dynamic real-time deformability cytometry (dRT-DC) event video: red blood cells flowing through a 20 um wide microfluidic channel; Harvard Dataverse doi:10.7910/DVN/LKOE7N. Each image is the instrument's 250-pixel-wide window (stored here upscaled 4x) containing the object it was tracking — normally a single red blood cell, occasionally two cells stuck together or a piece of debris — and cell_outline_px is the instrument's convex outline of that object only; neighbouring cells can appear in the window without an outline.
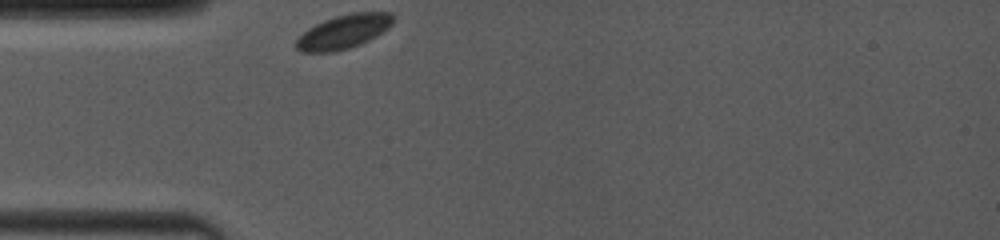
{"species": "common noctule bat (a hibernating species)", "species_latin": "Nyctalus noctula", "temperature_condition": "room temperature", "stored_images_in_passage": 11, "camera_frame_rate_fps": 4000, "um_per_image_px": 0.085, "animal": {"sex": "female", "body_mass_g": 19.0, "forearm_length_mm": 53.3}, "frame": {"image": 1, "passage_image": 1, "time_ms": 0.0, "image_size_px": [1000, 240], "cell_outline_px": [[392, 24], [388, 28], [376, 36], [360, 44], [348, 48], [332, 52], [300, 52], [296, 48], [296, 40], [308, 28], [324, 20], [336, 16], [352, 12], [392, 12]], "centroid_in_image_um": [29.2, 2.69], "position_along_channel_um": 55.8, "area_um2": 19.02}}
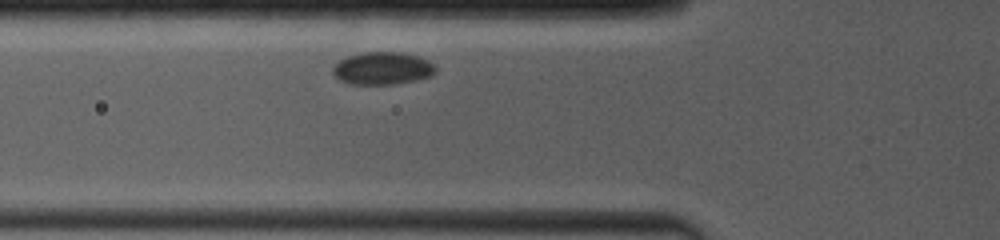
{"frame": {"image": 2, "passage_image": 8, "time_ms": 1.25, "image_size_px": [1000, 240], "cell_outline_px": [[436, 72], [432, 76], [416, 80], [392, 84], [352, 84], [340, 80], [332, 72], [332, 68], [340, 60], [348, 56], [364, 52], [400, 52], [416, 56], [428, 60], [436, 68]], "centroid_in_image_um": [32.52, 5.81], "position_along_channel_um": 93.3, "area_um2": 19.36}}